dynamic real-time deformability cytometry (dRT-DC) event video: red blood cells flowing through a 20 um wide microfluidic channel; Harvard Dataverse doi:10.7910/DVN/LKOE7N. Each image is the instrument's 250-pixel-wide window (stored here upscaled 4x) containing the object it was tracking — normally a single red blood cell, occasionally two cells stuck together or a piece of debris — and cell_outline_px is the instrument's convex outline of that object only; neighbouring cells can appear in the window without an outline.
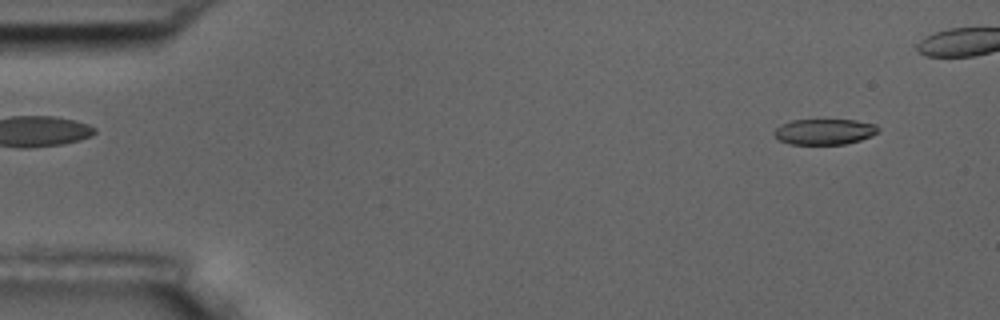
{"species": "common noctule bat (a hibernating species)", "species_latin": "Nyctalus noctula", "temperature_condition": "room temperature", "stored_images_in_passage": 49, "camera_frame_rate_fps": 3000, "um_per_image_px": 0.085, "animal": {"sex": "male", "body_mass_g": 17.5, "forearm_length_mm": 52.3}, "frame": {"image": 1, "passage_image": 4, "time_ms": 1.0, "image_size_px": [1000, 320], "cell_outline_px": [[880, 132], [872, 136], [860, 140], [844, 144], [788, 144], [780, 140], [772, 132], [780, 124], [792, 120], [856, 120], [876, 124], [880, 128]], "centroid_in_image_um": [70.11, 11.19], "position_along_channel_um": 14.9, "area_um2": 15.72}}
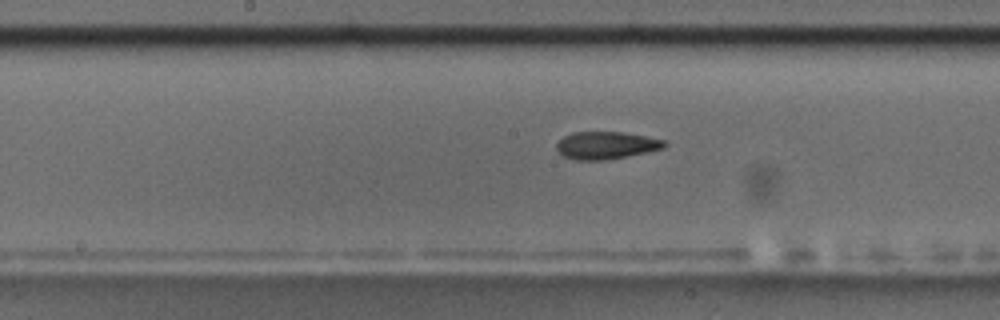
{"frame": {"image": 2, "passage_image": 28, "time_ms": 9.0, "image_size_px": [1000, 320], "cell_outline_px": [[668, 144], [664, 148], [604, 160], [576, 160], [564, 156], [556, 148], [556, 144], [564, 136], [572, 132], [624, 132], [664, 140]], "centroid_in_image_um": [51.5, 12.34], "position_along_channel_um": 196.7, "area_um2": 16.99}}
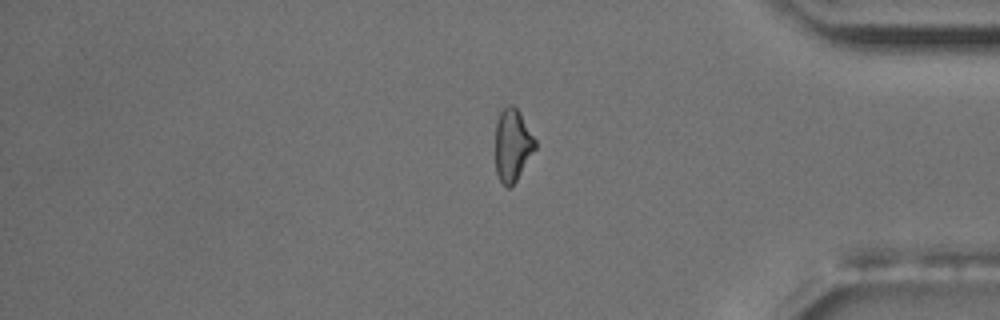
{"frame": {"image": 3, "passage_image": 46, "time_ms": 15.0, "image_size_px": [1000, 320], "cell_outline_px": [[536, 148], [512, 188], [508, 188], [500, 180], [496, 172], [496, 120], [500, 112], [508, 104], [512, 104], [520, 112], [536, 140]], "centroid_in_image_um": [43.57, 12.33], "position_along_channel_um": 391.6, "area_um2": 16.88}, "authors_computed_cell_mechanics": {"area_um2": 17.2244, "velocity_mm_per_s": 3.6299, "shape_relaxation_time_tau1_ms": null, "shape_relaxation_time_tau2_ms": 3.0472, "deformation_change_tau1": null, "deformation_change_tau2": 0.0972}}